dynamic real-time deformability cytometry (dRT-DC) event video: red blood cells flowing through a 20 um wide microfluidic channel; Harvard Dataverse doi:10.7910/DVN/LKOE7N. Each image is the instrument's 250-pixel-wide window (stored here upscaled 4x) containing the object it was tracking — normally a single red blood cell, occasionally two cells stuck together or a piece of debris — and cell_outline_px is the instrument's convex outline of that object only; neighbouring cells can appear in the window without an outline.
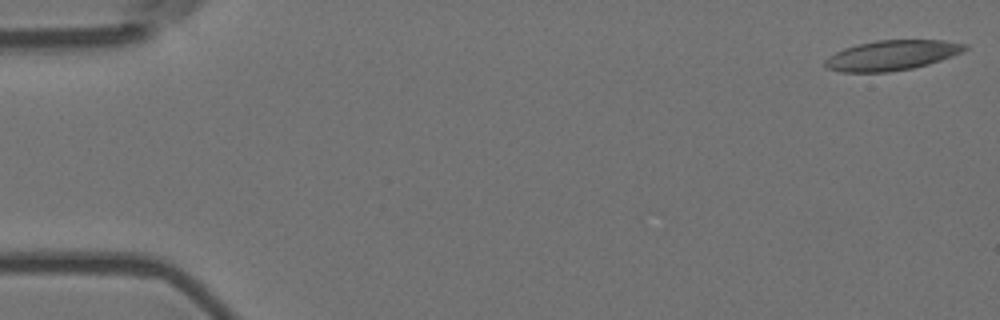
{"species": "Egyptian fruit bat (a non-hibernating species)", "species_latin": "Rousettus aegyptiacus", "temperature_condition": "room temperature", "stored_images_in_passage": 15, "camera_frame_rate_fps": 3000, "um_per_image_px": 0.085, "animal": {"sex": "female"}, "frame": {"image": 1, "passage_image": 1, "time_ms": 0.0, "image_size_px": [1000, 320], "cell_outline_px": [[968, 48], [952, 56], [928, 64], [912, 68], [888, 72], [844, 72], [824, 68], [824, 60], [828, 56], [844, 48], [856, 44], [876, 40], [944, 40], [968, 44]], "centroid_in_image_um": [75.77, 4.69], "position_along_channel_um": 9.2, "area_um2": 24.51}}
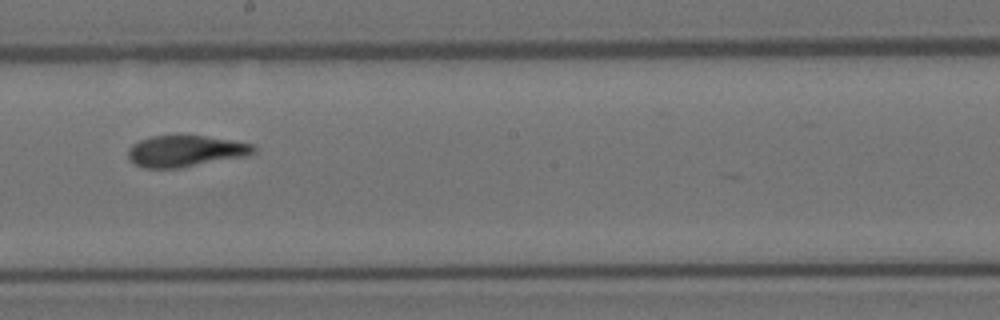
{"frame": {"image": 2, "passage_image": 9, "time_ms": 2.667, "image_size_px": [1000, 320], "cell_outline_px": [[256, 152], [244, 156], [180, 168], [144, 168], [136, 164], [128, 156], [128, 148], [132, 144], [140, 140], [152, 136], [180, 132], [252, 144], [256, 148]], "centroid_in_image_um": [15.72, 12.8], "position_along_channel_um": 232.5, "area_um2": 23.29}}
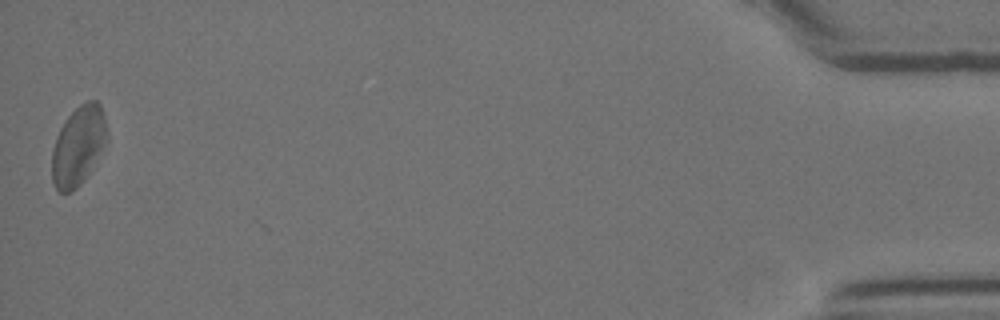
{"frame": {"image": 3, "passage_image": 15, "time_ms": 4.667, "image_size_px": [1000, 320], "cell_outline_px": [[108, 140], [76, 188], [68, 192], [60, 192], [56, 188], [52, 180], [52, 148], [56, 136], [60, 128], [68, 116], [80, 104], [88, 100], [96, 100], [100, 104], [104, 116], [108, 132]], "centroid_in_image_um": [6.64, 12.33], "position_along_channel_um": 428.6, "area_um2": 24.91}}